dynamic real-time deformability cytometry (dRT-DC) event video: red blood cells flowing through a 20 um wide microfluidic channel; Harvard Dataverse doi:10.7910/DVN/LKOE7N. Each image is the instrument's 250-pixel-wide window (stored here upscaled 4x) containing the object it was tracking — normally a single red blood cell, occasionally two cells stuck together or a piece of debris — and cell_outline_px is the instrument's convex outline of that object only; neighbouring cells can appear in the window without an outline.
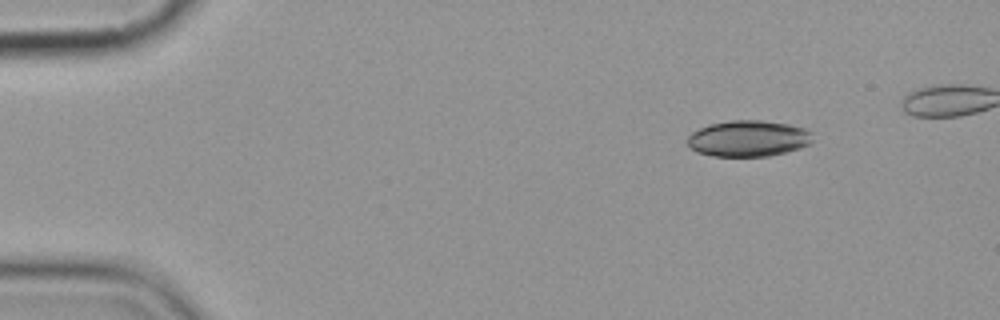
{"species": "common noctule bat (a hibernating species)", "species_latin": "Nyctalus noctula", "temperature_condition": "cold", "stored_images_in_passage": 6, "camera_frame_rate_fps": 3000, "um_per_image_px": 0.085, "animal": {"sex": "female", "body_mass_g": 19.9}, "frame": {"image": 1, "passage_image": 2, "time_ms": 2.0, "image_size_px": [1000, 320], "cell_outline_px": [[812, 140], [808, 144], [800, 148], [768, 156], [712, 156], [696, 152], [688, 144], [688, 136], [692, 132], [708, 124], [732, 120], [760, 120], [788, 124], [804, 128], [812, 132]], "centroid_in_image_um": [63.6, 11.77], "position_along_channel_um": 21.4, "area_um2": 26.3}}